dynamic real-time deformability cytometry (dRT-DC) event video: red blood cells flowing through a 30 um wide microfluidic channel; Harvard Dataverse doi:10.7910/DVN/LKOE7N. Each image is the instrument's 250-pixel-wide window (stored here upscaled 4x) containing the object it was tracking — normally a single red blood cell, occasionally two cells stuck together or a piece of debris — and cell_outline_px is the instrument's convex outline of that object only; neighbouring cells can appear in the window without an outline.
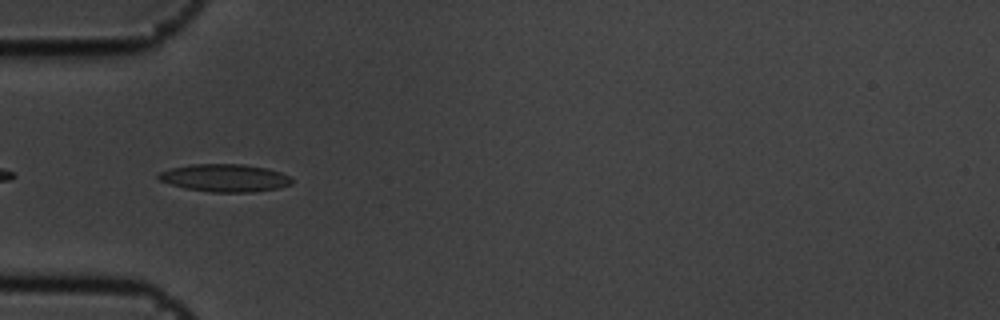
{"species": "common noctule bat (a hibernating species)", "species_latin": "Nyctalus noctula", "temperature_condition": "cold", "stored_images_in_passage": 6, "camera_frame_rate_fps": 3000, "um_per_image_px": 0.085, "animal": {"sex": "male", "body_mass_g": 19.5, "forearm_length_mm": 54.6}, "frame": {"image": 1, "passage_image": 1, "time_ms": 0.0, "image_size_px": [1000, 320], "cell_outline_px": [[292, 184], [276, 188], [252, 192], [212, 192], [184, 188], [160, 180], [156, 176], [160, 172], [172, 168], [192, 164], [244, 164], [268, 168], [280, 172], [288, 176], [292, 180]], "centroid_in_image_um": [19.12, 15.12], "position_along_channel_um": 65.9, "area_um2": 21.33}}
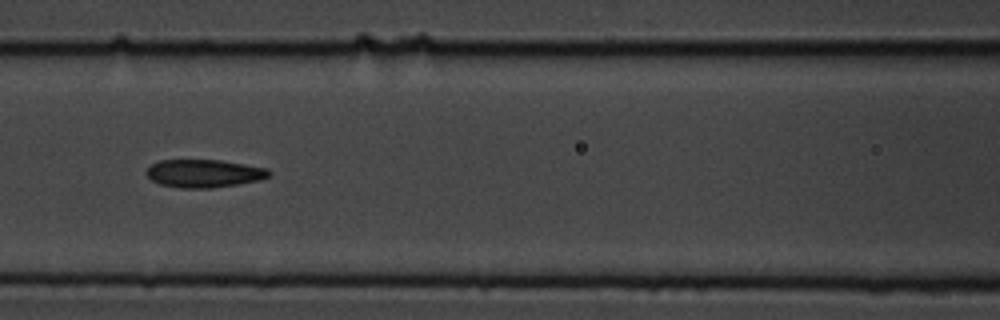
{"frame": {"image": 2, "passage_image": 3, "time_ms": 0.667, "image_size_px": [1000, 320], "cell_outline_px": [[272, 172], [268, 176], [260, 180], [212, 188], [180, 188], [160, 184], [152, 180], [144, 172], [152, 164], [160, 160], [220, 160], [268, 168]], "centroid_in_image_um": [17.34, 14.74], "position_along_channel_um": 149.3, "area_um2": 19.94}}
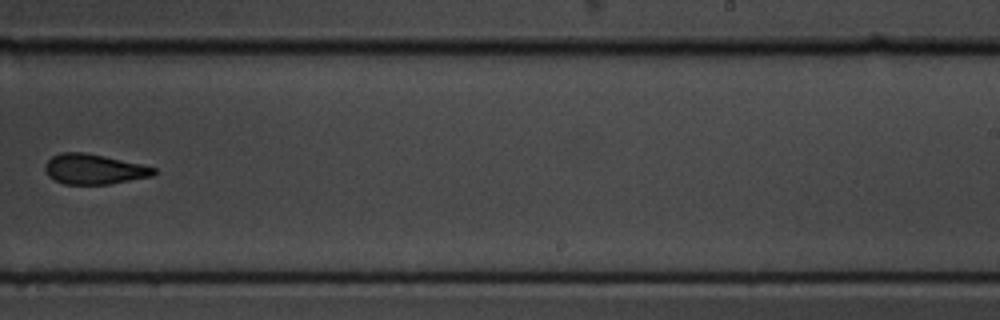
{"frame": {"image": 3, "passage_image": 6, "time_ms": 1.667, "image_size_px": [1000, 320], "cell_outline_px": [[156, 172], [152, 176], [108, 184], [64, 184], [48, 176], [44, 168], [44, 164], [52, 156], [60, 152], [84, 152], [104, 156], [140, 164], [156, 168]], "centroid_in_image_um": [7.95, 14.37], "position_along_channel_um": 281.1, "area_um2": 18.96}}